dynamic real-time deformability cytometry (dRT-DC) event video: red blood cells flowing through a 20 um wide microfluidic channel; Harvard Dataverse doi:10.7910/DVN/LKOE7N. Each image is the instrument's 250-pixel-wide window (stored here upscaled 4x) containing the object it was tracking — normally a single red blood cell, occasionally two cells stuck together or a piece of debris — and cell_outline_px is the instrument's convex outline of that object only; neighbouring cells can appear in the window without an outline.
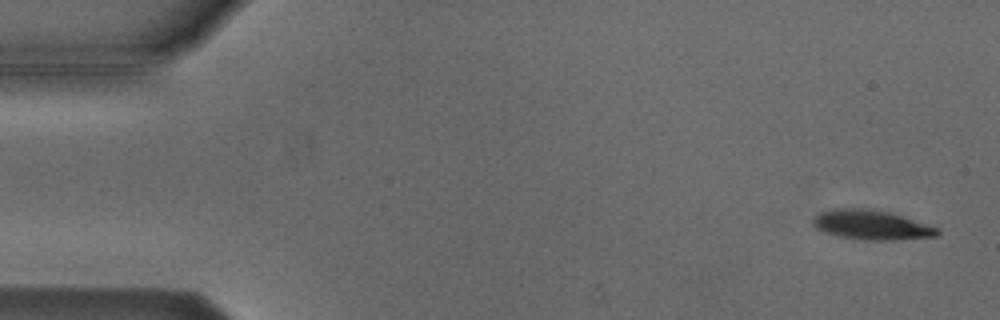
{"species": "Egyptian fruit bat (a non-hibernating species)", "species_latin": "Rousettus aegyptiacus", "temperature_condition": "cold", "stored_images_in_passage": 5, "camera_frame_rate_fps": 3000, "um_per_image_px": 0.085, "animal": {"sex": "male"}, "frame": {"image": 1, "passage_image": 1, "time_ms": 0.0, "image_size_px": [1000, 320], "cell_outline_px": [[940, 232], [936, 236], [892, 240], [864, 240], [836, 236], [824, 232], [816, 228], [812, 224], [812, 220], [820, 212], [832, 208], [872, 208], [892, 212], [940, 228]], "centroid_in_image_um": [74.07, 19.1], "position_along_channel_um": 10.9, "area_um2": 21.79}}
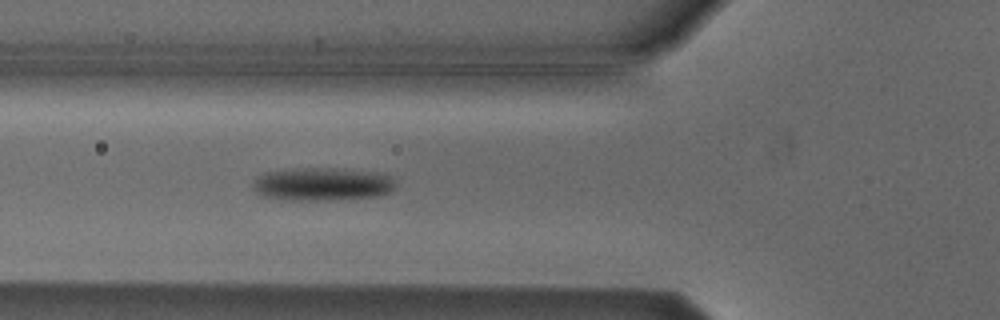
{"frame": {"image": 2, "passage_image": 5, "time_ms": 5.667, "image_size_px": [1000, 320], "cell_outline_px": [[396, 188], [392, 192], [376, 196], [340, 200], [284, 200], [260, 196], [252, 188], [252, 184], [260, 176], [268, 172], [296, 168], [316, 168], [376, 172], [392, 176]], "centroid_in_image_um": [27.41, 15.68], "position_along_channel_um": 98.4, "area_um2": 27.57}}